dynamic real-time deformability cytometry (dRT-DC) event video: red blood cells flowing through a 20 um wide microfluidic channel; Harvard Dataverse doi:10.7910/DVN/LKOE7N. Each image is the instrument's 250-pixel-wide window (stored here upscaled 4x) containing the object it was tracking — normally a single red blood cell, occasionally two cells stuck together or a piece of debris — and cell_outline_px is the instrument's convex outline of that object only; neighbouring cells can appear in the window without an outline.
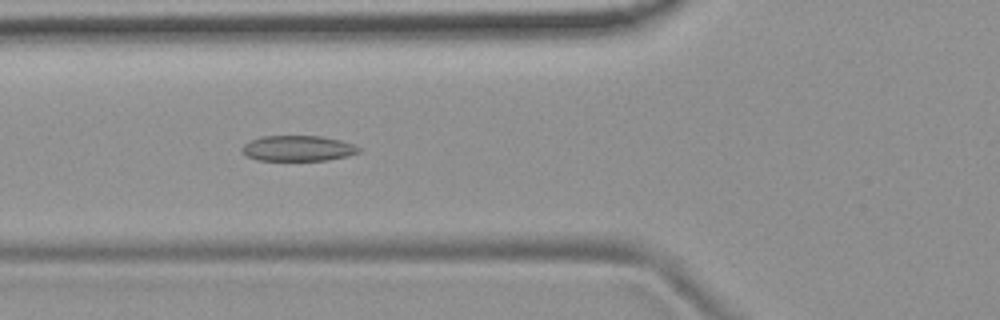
{"species": "common noctule bat (a hibernating species)", "species_latin": "Nyctalus noctula", "temperature_condition": "room temperature", "stored_images_in_passage": 54, "camera_frame_rate_fps": 3000, "um_per_image_px": 0.085, "animal": {"sex": "female", "body_mass_g": 19.9}, "frame": {"image": 1, "passage_image": 20, "time_ms": 6.333, "image_size_px": [1000, 320], "cell_outline_px": [[360, 152], [348, 156], [328, 160], [256, 160], [240, 152], [240, 148], [244, 144], [252, 140], [264, 136], [320, 136], [340, 140], [352, 144], [360, 148]], "centroid_in_image_um": [25.31, 12.61], "position_along_channel_um": 100.5, "area_um2": 17.34}}
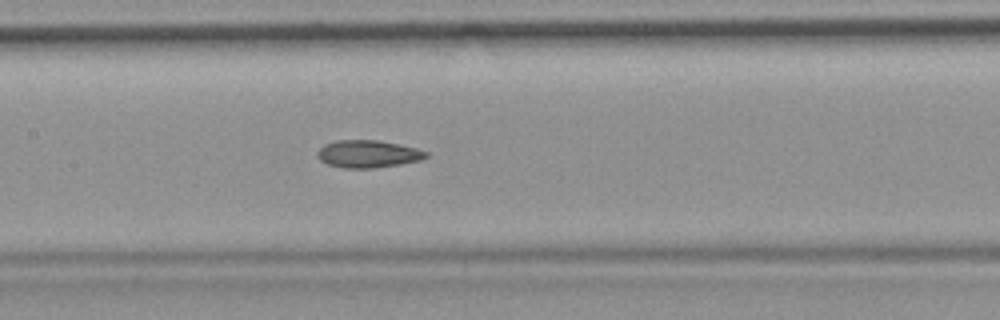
{"frame": {"image": 2, "passage_image": 26, "time_ms": 8.333, "image_size_px": [1000, 320], "cell_outline_px": [[428, 156], [420, 160], [400, 164], [372, 168], [344, 168], [328, 164], [320, 160], [316, 152], [324, 144], [336, 140], [376, 140], [416, 148], [428, 152]], "centroid_in_image_um": [31.25, 13.08], "position_along_channel_um": 176.1, "area_um2": 17.22}}
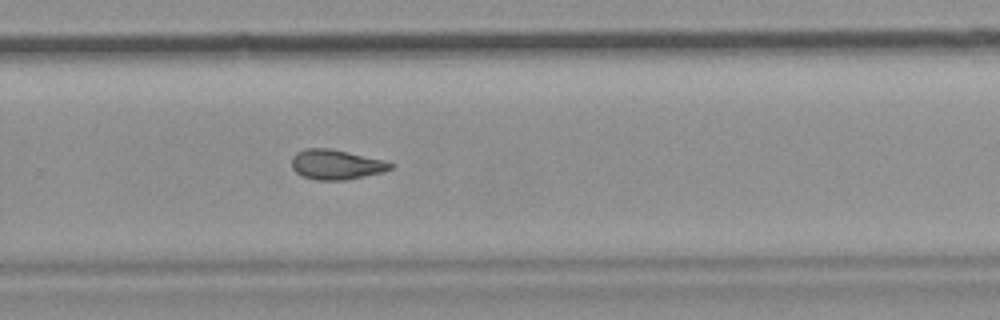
{"frame": {"image": 3, "passage_image": 36, "time_ms": 11.667, "image_size_px": [1000, 320], "cell_outline_px": [[396, 164], [392, 168], [384, 172], [348, 180], [316, 180], [304, 176], [296, 172], [292, 168], [292, 156], [296, 152], [304, 148], [332, 148], [384, 160]], "centroid_in_image_um": [28.6, 13.98], "position_along_channel_um": 301.2, "area_um2": 17.46}, "authors_computed_cell_mechanics": {"area_um2": 17.7735, "velocity_mm_per_s": 3.774, "shape_relaxation_time_tau1_ms": null, "shape_relaxation_time_tau2_ms": 4.8223, "deformation_change_tau1": null, "deformation_change_tau2": 0.1107}}